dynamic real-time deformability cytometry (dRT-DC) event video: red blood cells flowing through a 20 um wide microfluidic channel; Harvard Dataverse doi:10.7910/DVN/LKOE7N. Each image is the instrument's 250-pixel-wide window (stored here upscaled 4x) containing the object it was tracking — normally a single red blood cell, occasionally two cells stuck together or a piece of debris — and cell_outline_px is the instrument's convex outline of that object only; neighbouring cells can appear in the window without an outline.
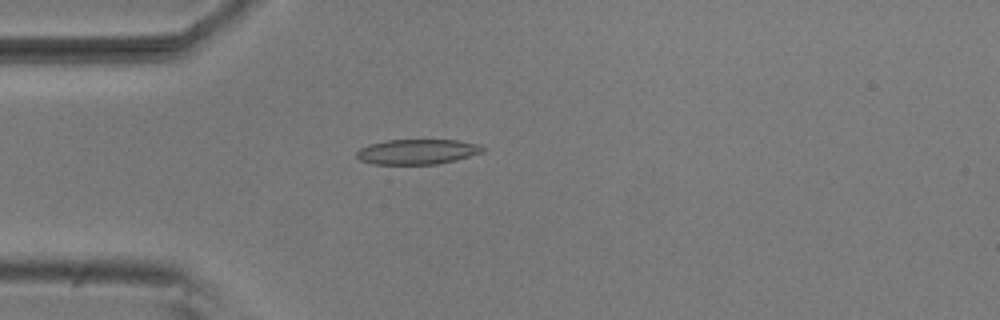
{"species": "common noctule bat (a hibernating species)", "species_latin": "Nyctalus noctula", "temperature_condition": "room temperature", "stored_images_in_passage": 3, "camera_frame_rate_fps": 3000, "um_per_image_px": 0.085, "animal": {"sex": "male", "body_mass_g": 20.5, "forearm_length_mm": 52.5}, "frame": {"image": 1, "passage_image": 3, "time_ms": 0.667, "image_size_px": [1000, 320], "cell_outline_px": [[484, 152], [456, 160], [436, 164], [372, 164], [360, 160], [356, 156], [356, 152], [360, 148], [368, 144], [388, 140], [456, 140], [476, 144], [484, 148]], "centroid_in_image_um": [35.44, 12.9], "position_along_channel_um": 49.6, "area_um2": 18.38}}